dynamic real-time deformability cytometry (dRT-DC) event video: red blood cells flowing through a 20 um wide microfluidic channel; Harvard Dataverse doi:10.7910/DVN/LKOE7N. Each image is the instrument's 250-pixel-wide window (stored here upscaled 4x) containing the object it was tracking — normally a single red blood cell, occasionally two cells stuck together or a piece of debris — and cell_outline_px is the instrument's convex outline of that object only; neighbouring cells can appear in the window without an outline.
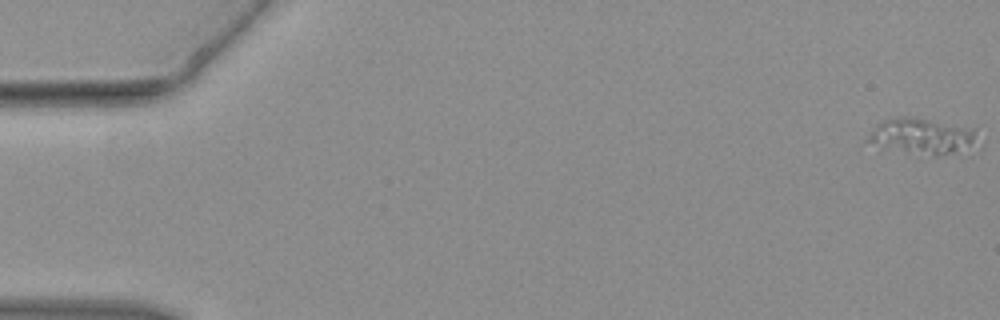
{"species": "common noctule bat (a hibernating species)", "species_latin": "Nyctalus noctula", "temperature_condition": "warm", "stored_images_in_passage": 47, "camera_frame_rate_fps": 3000, "um_per_image_px": 0.085, "animal": {"sex": "female", "body_mass_g": 19.3, "forearm_length_mm": 54.1}, "frame": {"image": 1, "passage_image": 1, "time_ms": 0.0, "image_size_px": [1000, 320], "cell_outline_px": [[976, 128], [972, 144], [952, 152], [940, 156], [936, 156], [864, 140], [876, 124], [880, 120], [896, 116], [916, 116]], "centroid_in_image_um": [78.35, 11.47], "position_along_channel_um": 6.6, "area_um2": 21.91}}
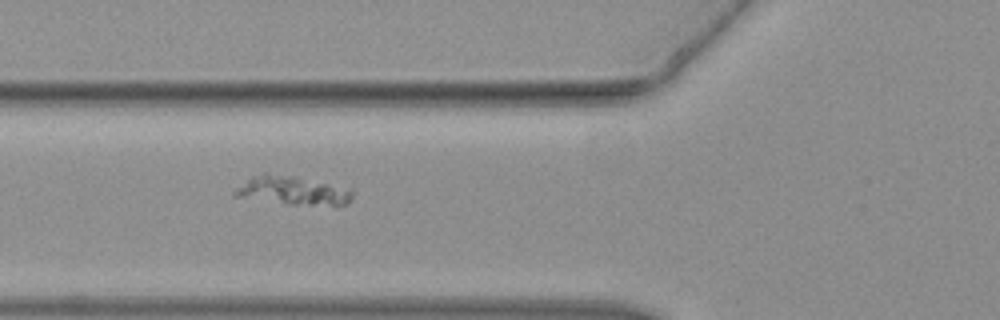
{"frame": {"image": 2, "passage_image": 18, "time_ms": 5.667, "image_size_px": [1000, 320], "cell_outline_px": [[352, 196], [348, 204], [288, 204], [232, 196], [232, 192], [236, 188], [252, 176], [264, 172], [296, 176], [352, 188]], "centroid_in_image_um": [24.84, 16.17], "position_along_channel_um": 101.0, "area_um2": 19.65}}
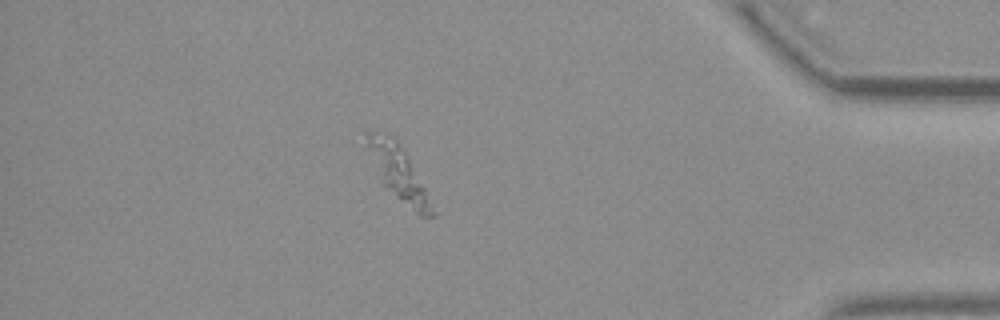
{"frame": {"image": 3, "passage_image": 41, "time_ms": 13.333, "image_size_px": [1000, 320], "cell_outline_px": [[440, 212], [436, 216], [424, 216], [416, 212], [396, 196], [384, 184], [364, 148], [364, 132], [376, 132], [392, 136], [400, 144]], "centroid_in_image_um": [33.9, 14.69], "position_along_channel_um": 401.3, "area_um2": 20.75}}